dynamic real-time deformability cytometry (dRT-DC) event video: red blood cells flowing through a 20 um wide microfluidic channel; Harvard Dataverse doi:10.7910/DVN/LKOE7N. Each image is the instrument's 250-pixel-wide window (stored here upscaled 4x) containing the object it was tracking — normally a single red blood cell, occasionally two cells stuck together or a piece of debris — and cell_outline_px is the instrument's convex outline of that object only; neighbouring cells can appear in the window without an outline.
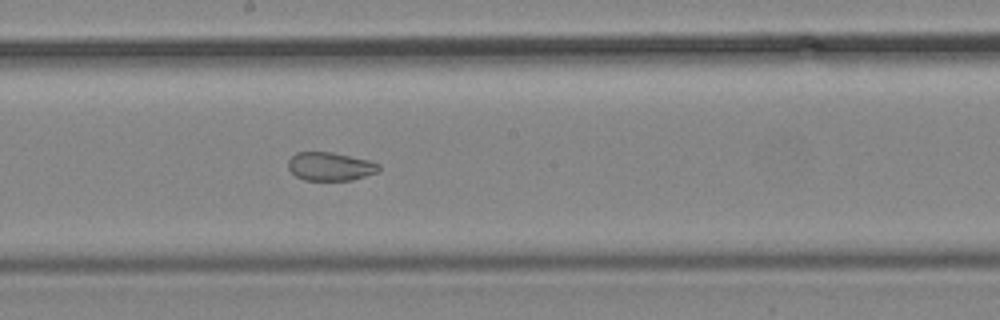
{"species": "common noctule bat (a hibernating species)", "species_latin": "Nyctalus noctula", "temperature_condition": "cold", "stored_images_in_passage": 13, "camera_frame_rate_fps": 3000, "um_per_image_px": 0.085, "animal": {"sex": "male", "body_mass_g": 19.2, "forearm_length_mm": 51.8}, "frame": {"image": 1, "passage_image": 13, "time_ms": 15.0, "image_size_px": [1000, 320], "cell_outline_px": [[380, 168], [376, 172], [352, 180], [304, 180], [296, 176], [288, 168], [288, 160], [296, 152], [332, 152], [368, 160], [380, 164]], "centroid_in_image_um": [28.05, 14.14], "position_along_channel_um": 220.2, "area_um2": 14.91}}